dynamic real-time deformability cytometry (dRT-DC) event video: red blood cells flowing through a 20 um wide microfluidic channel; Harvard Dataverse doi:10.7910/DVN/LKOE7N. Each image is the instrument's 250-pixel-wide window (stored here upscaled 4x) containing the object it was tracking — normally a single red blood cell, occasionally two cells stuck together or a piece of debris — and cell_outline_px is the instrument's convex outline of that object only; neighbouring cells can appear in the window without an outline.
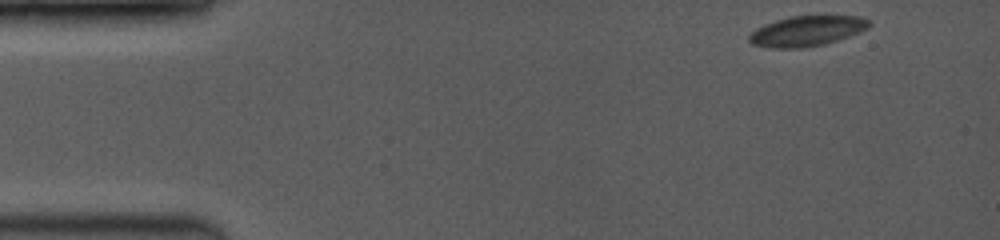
{"species": "common noctule bat (a hibernating species)", "species_latin": "Nyctalus noctula", "temperature_condition": "room temperature", "stored_images_in_passage": 6, "camera_frame_rate_fps": 3500, "um_per_image_px": 0.085, "animal": {"sex": "female", "body_mass_g": 19.0, "forearm_length_mm": 53.3}, "frame": {"image": 1, "passage_image": 1, "time_ms": 0.0, "image_size_px": [1000, 240], "cell_outline_px": [[872, 24], [868, 28], [860, 32], [824, 44], [804, 48], [768, 48], [752, 44], [748, 40], [748, 36], [756, 28], [764, 24], [776, 20], [792, 16], [860, 16], [868, 20]], "centroid_in_image_um": [68.56, 2.64], "position_along_channel_um": 16.4, "area_um2": 21.15}}
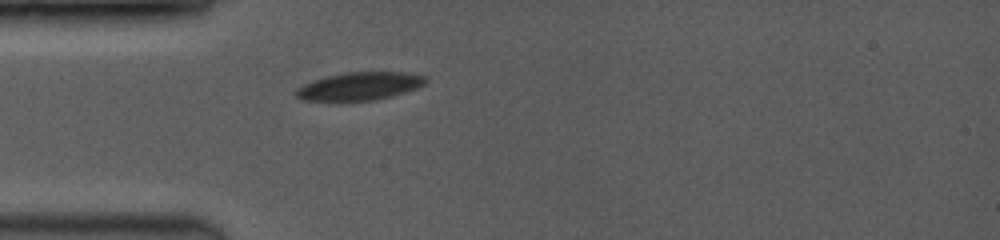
{"frame": {"image": 2, "passage_image": 6, "time_ms": 3.429, "image_size_px": [1000, 240], "cell_outline_px": [[428, 80], [424, 84], [416, 88], [392, 96], [376, 100], [348, 104], [300, 100], [296, 96], [296, 88], [304, 84], [328, 76], [344, 72], [400, 72], [424, 76]], "centroid_in_image_um": [30.49, 7.39], "position_along_channel_um": 54.5, "area_um2": 21.85}}